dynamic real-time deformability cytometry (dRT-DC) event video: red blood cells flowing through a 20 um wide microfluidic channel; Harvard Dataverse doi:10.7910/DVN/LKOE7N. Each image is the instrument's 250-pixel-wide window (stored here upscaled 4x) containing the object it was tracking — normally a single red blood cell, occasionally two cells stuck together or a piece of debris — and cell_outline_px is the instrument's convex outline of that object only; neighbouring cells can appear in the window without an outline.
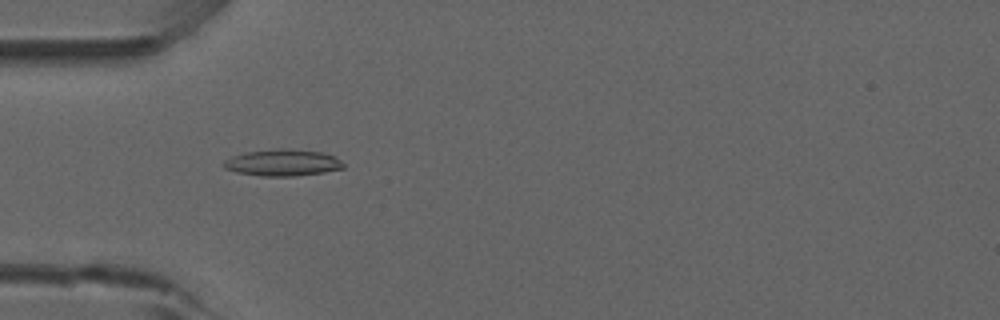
{"species": "common noctule bat (a hibernating species)", "species_latin": "Nyctalus noctula", "temperature_condition": "room temperature", "stored_images_in_passage": 40, "camera_frame_rate_fps": 3000, "um_per_image_px": 0.085, "animal": {"sex": "male", "forearm_length_mm": 52.5}, "frame": {"image": 1, "passage_image": 3, "time_ms": 0.667, "image_size_px": [1000, 320], "cell_outline_px": [[344, 168], [324, 172], [296, 176], [260, 176], [236, 172], [224, 168], [220, 164], [224, 160], [232, 156], [248, 152], [280, 148], [288, 148], [324, 152], [340, 160], [344, 164]], "centroid_in_image_um": [24.0, 13.83], "position_along_channel_um": 61.0, "area_um2": 18.67}}
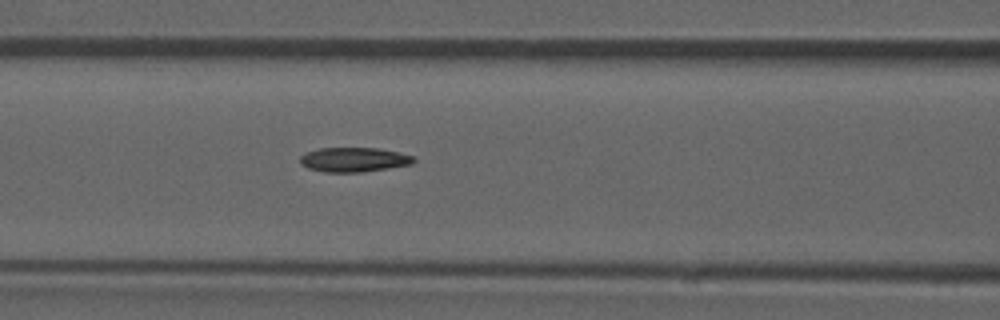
{"frame": {"image": 2, "passage_image": 9, "time_ms": 2.667, "image_size_px": [1000, 320], "cell_outline_px": [[416, 160], [412, 164], [388, 168], [360, 172], [324, 172], [308, 168], [300, 164], [300, 156], [304, 152], [320, 148], [376, 148], [416, 156]], "centroid_in_image_um": [30.06, 13.57], "position_along_channel_um": 136.5, "area_um2": 16.24}}
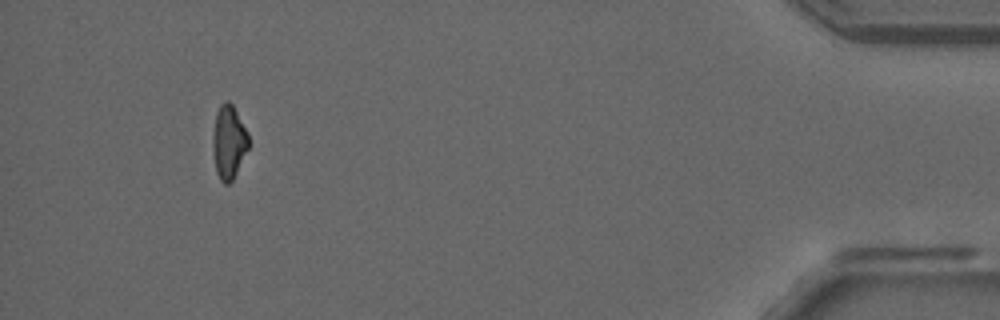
{"frame": {"image": 3, "passage_image": 36, "time_ms": 11.667, "image_size_px": [1000, 320], "cell_outline_px": [[248, 148], [232, 180], [228, 184], [224, 184], [220, 180], [216, 172], [212, 148], [212, 140], [216, 112], [220, 104], [224, 100], [228, 100], [232, 104], [248, 132]], "centroid_in_image_um": [19.42, 12.05], "position_along_channel_um": 415.8, "area_um2": 15.32}, "authors_computed_cell_mechanics": {"area_um2": 16.0973, "velocity_mm_per_s": 3.8831, "shape_relaxation_time_tau1_ms": 10.3228, "shape_relaxation_time_tau2_ms": 6.285, "deformation_change_tau1": 0.2117, "deformation_change_tau2": 0.1233}}